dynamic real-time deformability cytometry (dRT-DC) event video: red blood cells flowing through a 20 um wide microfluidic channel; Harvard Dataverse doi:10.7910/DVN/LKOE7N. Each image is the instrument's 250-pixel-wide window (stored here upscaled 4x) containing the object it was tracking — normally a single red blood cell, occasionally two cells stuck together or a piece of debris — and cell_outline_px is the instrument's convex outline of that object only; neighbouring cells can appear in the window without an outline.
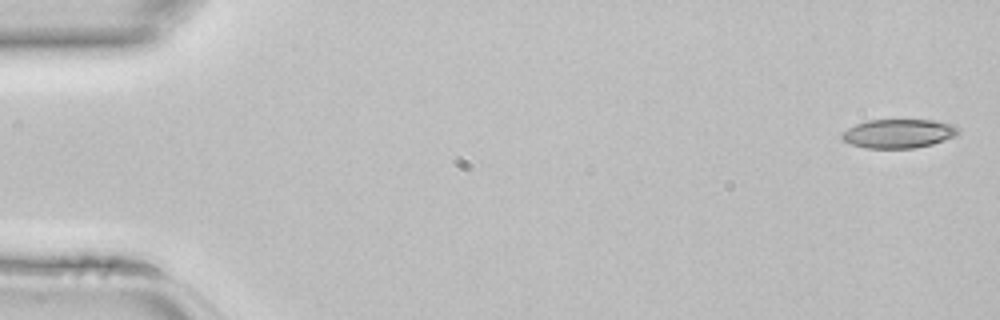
{"species": "common noctule bat (a hibernating species)", "species_latin": "Nyctalus noctula", "temperature_condition": "room temperature", "stored_images_in_passage": 44, "camera_frame_rate_fps": 3000, "um_per_image_px": 0.085, "animal": {"sex": "female", "body_mass_g": 22.7, "forearm_length_mm": 54.2}, "frame": {"image": 1, "passage_image": 1, "time_ms": 0.0, "image_size_px": [1000, 320], "cell_outline_px": [[960, 132], [956, 136], [932, 144], [916, 148], [864, 148], [852, 144], [844, 140], [840, 136], [840, 132], [856, 124], [868, 120], [936, 120], [952, 124], [960, 128]], "centroid_in_image_um": [76.39, 11.35], "position_along_channel_um": 8.6, "area_um2": 19.77}}
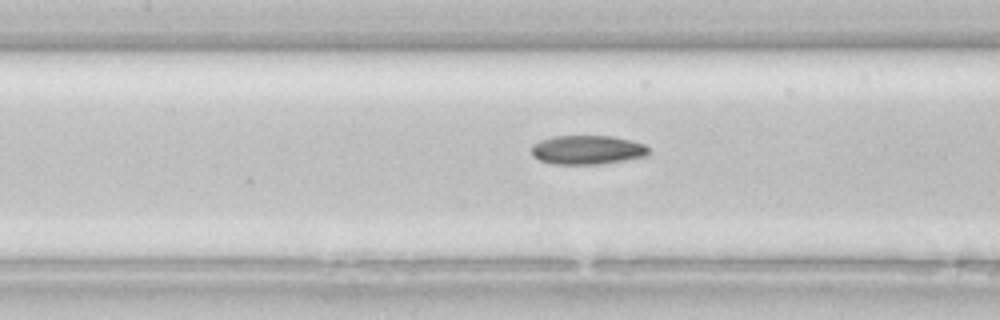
{"frame": {"image": 2, "passage_image": 20, "time_ms": 6.333, "image_size_px": [1000, 320], "cell_outline_px": [[648, 156], [600, 164], [552, 164], [540, 160], [532, 156], [532, 144], [540, 140], [552, 136], [612, 136], [632, 140], [644, 144], [648, 148]], "centroid_in_image_um": [49.91, 12.73], "position_along_channel_um": 157.5, "area_um2": 19.94}}
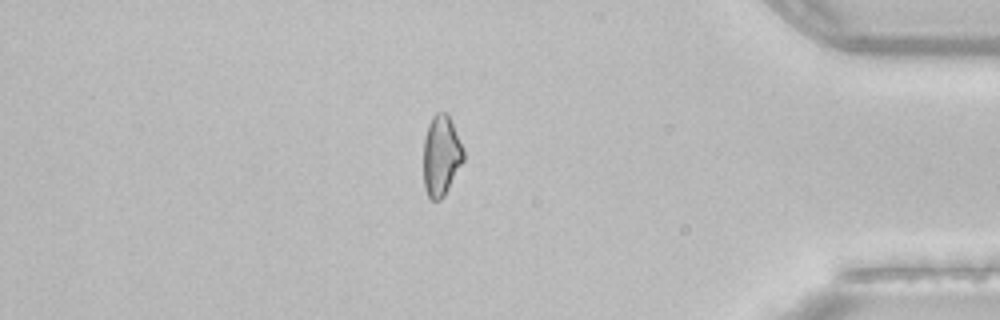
{"frame": {"image": 3, "passage_image": 38, "time_ms": 12.333, "image_size_px": [1000, 320], "cell_outline_px": [[464, 160], [444, 196], [440, 200], [432, 200], [428, 196], [424, 188], [424, 140], [428, 124], [432, 116], [436, 112], [448, 112], [464, 152]], "centroid_in_image_um": [37.49, 13.22], "position_along_channel_um": 397.7, "area_um2": 18.73}}